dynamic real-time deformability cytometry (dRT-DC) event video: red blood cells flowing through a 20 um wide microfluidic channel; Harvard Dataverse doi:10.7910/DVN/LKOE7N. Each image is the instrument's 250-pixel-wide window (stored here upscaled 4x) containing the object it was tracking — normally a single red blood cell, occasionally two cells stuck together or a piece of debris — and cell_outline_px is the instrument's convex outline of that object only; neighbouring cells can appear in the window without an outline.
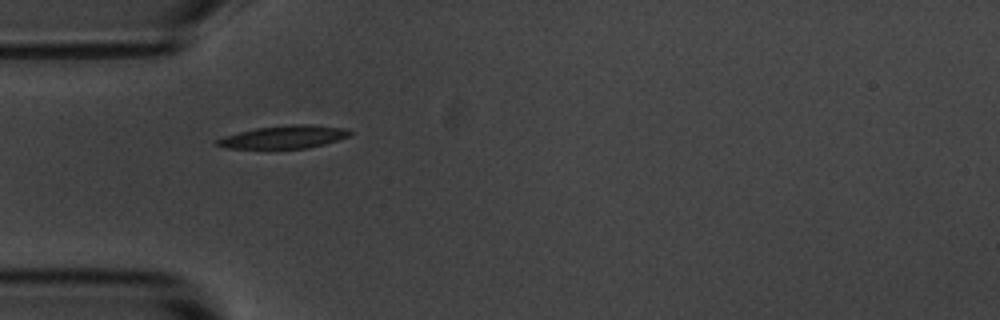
{"species": "common noctule bat (a hibernating species)", "species_latin": "Nyctalus noctula", "temperature_condition": "room temperature", "stored_images_in_passage": 12, "camera_frame_rate_fps": 3000, "um_per_image_px": 0.085, "animal": {"sex": "male", "body_mass_g": 20.1, "forearm_length_mm": 53.5}, "frame": {"image": 1, "passage_image": 4, "time_ms": 4.333, "image_size_px": [1000, 320], "cell_outline_px": [[352, 132], [348, 136], [324, 144], [308, 148], [224, 148], [216, 144], [212, 140], [224, 136], [256, 128], [292, 124], [312, 124], [348, 128]], "centroid_in_image_um": [24.13, 11.63], "position_along_channel_um": 60.9, "area_um2": 17.69}}
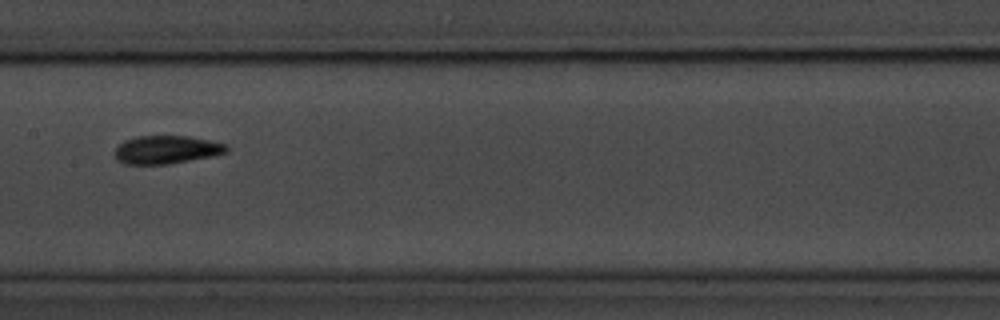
{"frame": {"image": 2, "passage_image": 7, "time_ms": 8.0, "image_size_px": [1000, 320], "cell_outline_px": [[228, 152], [212, 156], [168, 164], [124, 164], [116, 160], [112, 152], [124, 140], [136, 136], [188, 136], [228, 144]], "centroid_in_image_um": [14.12, 12.72], "position_along_channel_um": 193.3, "area_um2": 18.5}}
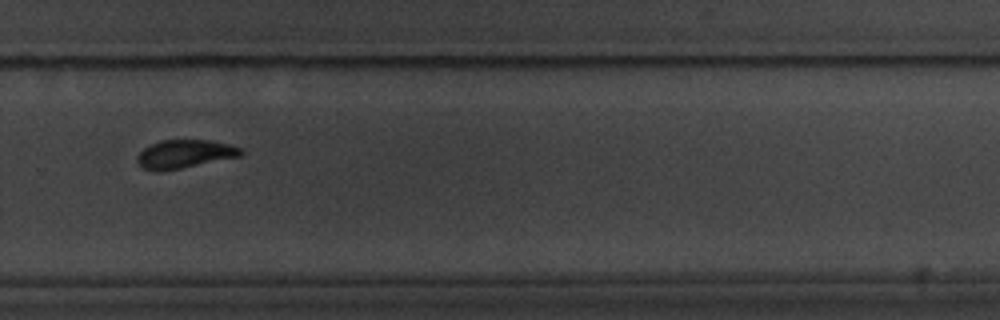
{"frame": {"image": 3, "passage_image": 10, "time_ms": 11.333, "image_size_px": [1000, 320], "cell_outline_px": [[244, 152], [240, 156], [160, 172], [152, 172], [140, 168], [136, 160], [136, 156], [144, 148], [160, 140], [212, 140], [244, 148]], "centroid_in_image_um": [15.65, 13.1], "position_along_channel_um": 314.1, "area_um2": 17.34}, "authors_computed_cell_mechanics": {"area_um2": 17.629, "velocity_mm_per_s": 3.6315, "shape_relaxation_time_tau1_ms": 2.449, "shape_relaxation_time_tau2_ms": null, "deformation_change_tau1": 0.0963, "deformation_change_tau2": null}}